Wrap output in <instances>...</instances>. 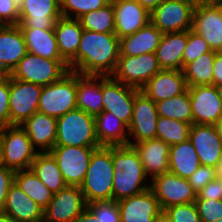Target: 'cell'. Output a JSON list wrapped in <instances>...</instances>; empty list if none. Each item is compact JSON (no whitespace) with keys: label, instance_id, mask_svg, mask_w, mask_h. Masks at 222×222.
<instances>
[{"label":"cell","instance_id":"obj_1","mask_svg":"<svg viewBox=\"0 0 222 222\" xmlns=\"http://www.w3.org/2000/svg\"><path fill=\"white\" fill-rule=\"evenodd\" d=\"M119 55L120 39L115 33L83 29L76 54V73L111 76L116 70Z\"/></svg>","mask_w":222,"mask_h":222},{"label":"cell","instance_id":"obj_2","mask_svg":"<svg viewBox=\"0 0 222 222\" xmlns=\"http://www.w3.org/2000/svg\"><path fill=\"white\" fill-rule=\"evenodd\" d=\"M114 164L113 201L137 195L150 188L138 152L133 146H112Z\"/></svg>","mask_w":222,"mask_h":222},{"label":"cell","instance_id":"obj_3","mask_svg":"<svg viewBox=\"0 0 222 222\" xmlns=\"http://www.w3.org/2000/svg\"><path fill=\"white\" fill-rule=\"evenodd\" d=\"M113 176L112 147L101 146L95 149L80 186L86 204L113 201Z\"/></svg>","mask_w":222,"mask_h":222},{"label":"cell","instance_id":"obj_4","mask_svg":"<svg viewBox=\"0 0 222 222\" xmlns=\"http://www.w3.org/2000/svg\"><path fill=\"white\" fill-rule=\"evenodd\" d=\"M55 146L101 147L95 135V118L77 108L58 118Z\"/></svg>","mask_w":222,"mask_h":222},{"label":"cell","instance_id":"obj_5","mask_svg":"<svg viewBox=\"0 0 222 222\" xmlns=\"http://www.w3.org/2000/svg\"><path fill=\"white\" fill-rule=\"evenodd\" d=\"M69 72V66L64 60L46 59L27 52L9 76L46 86L61 80Z\"/></svg>","mask_w":222,"mask_h":222},{"label":"cell","instance_id":"obj_6","mask_svg":"<svg viewBox=\"0 0 222 222\" xmlns=\"http://www.w3.org/2000/svg\"><path fill=\"white\" fill-rule=\"evenodd\" d=\"M77 73L70 71L61 80L43 86L38 112L56 119L77 108Z\"/></svg>","mask_w":222,"mask_h":222},{"label":"cell","instance_id":"obj_7","mask_svg":"<svg viewBox=\"0 0 222 222\" xmlns=\"http://www.w3.org/2000/svg\"><path fill=\"white\" fill-rule=\"evenodd\" d=\"M37 153L21 125H11L3 129V164L7 168L15 172L30 169Z\"/></svg>","mask_w":222,"mask_h":222},{"label":"cell","instance_id":"obj_8","mask_svg":"<svg viewBox=\"0 0 222 222\" xmlns=\"http://www.w3.org/2000/svg\"><path fill=\"white\" fill-rule=\"evenodd\" d=\"M161 70L155 53L135 57L119 56L116 70L111 77L116 81L140 90Z\"/></svg>","mask_w":222,"mask_h":222},{"label":"cell","instance_id":"obj_9","mask_svg":"<svg viewBox=\"0 0 222 222\" xmlns=\"http://www.w3.org/2000/svg\"><path fill=\"white\" fill-rule=\"evenodd\" d=\"M97 148L99 147H53L50 153L56 159L67 186H81L85 179L92 153Z\"/></svg>","mask_w":222,"mask_h":222},{"label":"cell","instance_id":"obj_10","mask_svg":"<svg viewBox=\"0 0 222 222\" xmlns=\"http://www.w3.org/2000/svg\"><path fill=\"white\" fill-rule=\"evenodd\" d=\"M194 5L189 0H165L150 12V22L161 32L192 29Z\"/></svg>","mask_w":222,"mask_h":222},{"label":"cell","instance_id":"obj_11","mask_svg":"<svg viewBox=\"0 0 222 222\" xmlns=\"http://www.w3.org/2000/svg\"><path fill=\"white\" fill-rule=\"evenodd\" d=\"M43 86L10 77L9 116L11 125H22L38 111Z\"/></svg>","mask_w":222,"mask_h":222},{"label":"cell","instance_id":"obj_12","mask_svg":"<svg viewBox=\"0 0 222 222\" xmlns=\"http://www.w3.org/2000/svg\"><path fill=\"white\" fill-rule=\"evenodd\" d=\"M150 189L158 199L162 211L170 206L194 203L196 192L187 179L171 172L151 178Z\"/></svg>","mask_w":222,"mask_h":222},{"label":"cell","instance_id":"obj_13","mask_svg":"<svg viewBox=\"0 0 222 222\" xmlns=\"http://www.w3.org/2000/svg\"><path fill=\"white\" fill-rule=\"evenodd\" d=\"M139 91L137 88L116 81L111 76L102 75L103 111H110L129 126L135 95Z\"/></svg>","mask_w":222,"mask_h":222},{"label":"cell","instance_id":"obj_14","mask_svg":"<svg viewBox=\"0 0 222 222\" xmlns=\"http://www.w3.org/2000/svg\"><path fill=\"white\" fill-rule=\"evenodd\" d=\"M19 27L54 29L62 17L60 0H19Z\"/></svg>","mask_w":222,"mask_h":222},{"label":"cell","instance_id":"obj_15","mask_svg":"<svg viewBox=\"0 0 222 222\" xmlns=\"http://www.w3.org/2000/svg\"><path fill=\"white\" fill-rule=\"evenodd\" d=\"M87 204L78 186H66L57 193L44 209L43 222H72Z\"/></svg>","mask_w":222,"mask_h":222},{"label":"cell","instance_id":"obj_16","mask_svg":"<svg viewBox=\"0 0 222 222\" xmlns=\"http://www.w3.org/2000/svg\"><path fill=\"white\" fill-rule=\"evenodd\" d=\"M158 118L156 103L139 91L135 95L132 119L128 126V135L132 136L135 142L129 141V145L156 138Z\"/></svg>","mask_w":222,"mask_h":222},{"label":"cell","instance_id":"obj_17","mask_svg":"<svg viewBox=\"0 0 222 222\" xmlns=\"http://www.w3.org/2000/svg\"><path fill=\"white\" fill-rule=\"evenodd\" d=\"M192 30L208 43L211 50L222 51V3L194 6Z\"/></svg>","mask_w":222,"mask_h":222},{"label":"cell","instance_id":"obj_18","mask_svg":"<svg viewBox=\"0 0 222 222\" xmlns=\"http://www.w3.org/2000/svg\"><path fill=\"white\" fill-rule=\"evenodd\" d=\"M193 112V124L215 125L222 117V100L214 85L187 87Z\"/></svg>","mask_w":222,"mask_h":222},{"label":"cell","instance_id":"obj_19","mask_svg":"<svg viewBox=\"0 0 222 222\" xmlns=\"http://www.w3.org/2000/svg\"><path fill=\"white\" fill-rule=\"evenodd\" d=\"M121 222H157L163 214L158 199L149 188L117 201Z\"/></svg>","mask_w":222,"mask_h":222},{"label":"cell","instance_id":"obj_20","mask_svg":"<svg viewBox=\"0 0 222 222\" xmlns=\"http://www.w3.org/2000/svg\"><path fill=\"white\" fill-rule=\"evenodd\" d=\"M189 140L195 148L201 165L218 168L222 142L215 125L192 124Z\"/></svg>","mask_w":222,"mask_h":222},{"label":"cell","instance_id":"obj_21","mask_svg":"<svg viewBox=\"0 0 222 222\" xmlns=\"http://www.w3.org/2000/svg\"><path fill=\"white\" fill-rule=\"evenodd\" d=\"M111 2L115 13V34L119 39L134 34L150 22V12L136 0Z\"/></svg>","mask_w":222,"mask_h":222},{"label":"cell","instance_id":"obj_22","mask_svg":"<svg viewBox=\"0 0 222 222\" xmlns=\"http://www.w3.org/2000/svg\"><path fill=\"white\" fill-rule=\"evenodd\" d=\"M54 32L61 58L68 64L69 70L76 73V54L83 32L80 20L60 17Z\"/></svg>","mask_w":222,"mask_h":222},{"label":"cell","instance_id":"obj_23","mask_svg":"<svg viewBox=\"0 0 222 222\" xmlns=\"http://www.w3.org/2000/svg\"><path fill=\"white\" fill-rule=\"evenodd\" d=\"M26 53L19 25L0 26V71L9 75Z\"/></svg>","mask_w":222,"mask_h":222},{"label":"cell","instance_id":"obj_24","mask_svg":"<svg viewBox=\"0 0 222 222\" xmlns=\"http://www.w3.org/2000/svg\"><path fill=\"white\" fill-rule=\"evenodd\" d=\"M187 84L182 70H161L141 89L147 97L159 102L183 93Z\"/></svg>","mask_w":222,"mask_h":222},{"label":"cell","instance_id":"obj_25","mask_svg":"<svg viewBox=\"0 0 222 222\" xmlns=\"http://www.w3.org/2000/svg\"><path fill=\"white\" fill-rule=\"evenodd\" d=\"M15 222H43L44 209L26 195L14 182L2 209Z\"/></svg>","mask_w":222,"mask_h":222},{"label":"cell","instance_id":"obj_26","mask_svg":"<svg viewBox=\"0 0 222 222\" xmlns=\"http://www.w3.org/2000/svg\"><path fill=\"white\" fill-rule=\"evenodd\" d=\"M32 146L38 152H50L57 137V119L41 112H35L22 125Z\"/></svg>","mask_w":222,"mask_h":222},{"label":"cell","instance_id":"obj_27","mask_svg":"<svg viewBox=\"0 0 222 222\" xmlns=\"http://www.w3.org/2000/svg\"><path fill=\"white\" fill-rule=\"evenodd\" d=\"M140 156L146 175L154 178L169 172L170 146L164 141L154 138L133 145Z\"/></svg>","mask_w":222,"mask_h":222},{"label":"cell","instance_id":"obj_28","mask_svg":"<svg viewBox=\"0 0 222 222\" xmlns=\"http://www.w3.org/2000/svg\"><path fill=\"white\" fill-rule=\"evenodd\" d=\"M77 109L95 117L103 111L102 75L77 73Z\"/></svg>","mask_w":222,"mask_h":222},{"label":"cell","instance_id":"obj_29","mask_svg":"<svg viewBox=\"0 0 222 222\" xmlns=\"http://www.w3.org/2000/svg\"><path fill=\"white\" fill-rule=\"evenodd\" d=\"M95 135L100 146H127L130 137L128 126L110 111L95 116ZM127 130V131H126ZM128 136V137H127Z\"/></svg>","mask_w":222,"mask_h":222},{"label":"cell","instance_id":"obj_30","mask_svg":"<svg viewBox=\"0 0 222 222\" xmlns=\"http://www.w3.org/2000/svg\"><path fill=\"white\" fill-rule=\"evenodd\" d=\"M187 31L164 33L156 49V58L162 70H182Z\"/></svg>","mask_w":222,"mask_h":222},{"label":"cell","instance_id":"obj_31","mask_svg":"<svg viewBox=\"0 0 222 222\" xmlns=\"http://www.w3.org/2000/svg\"><path fill=\"white\" fill-rule=\"evenodd\" d=\"M161 33L151 22L132 35L120 39L119 56H139L155 53L160 44Z\"/></svg>","mask_w":222,"mask_h":222},{"label":"cell","instance_id":"obj_32","mask_svg":"<svg viewBox=\"0 0 222 222\" xmlns=\"http://www.w3.org/2000/svg\"><path fill=\"white\" fill-rule=\"evenodd\" d=\"M28 53L42 58L63 60L60 56L54 29L20 28Z\"/></svg>","mask_w":222,"mask_h":222},{"label":"cell","instance_id":"obj_33","mask_svg":"<svg viewBox=\"0 0 222 222\" xmlns=\"http://www.w3.org/2000/svg\"><path fill=\"white\" fill-rule=\"evenodd\" d=\"M200 165L198 155L189 139L170 146L169 172L187 179Z\"/></svg>","mask_w":222,"mask_h":222},{"label":"cell","instance_id":"obj_34","mask_svg":"<svg viewBox=\"0 0 222 222\" xmlns=\"http://www.w3.org/2000/svg\"><path fill=\"white\" fill-rule=\"evenodd\" d=\"M30 169L53 193L67 186L57 161L50 152H38Z\"/></svg>","mask_w":222,"mask_h":222},{"label":"cell","instance_id":"obj_35","mask_svg":"<svg viewBox=\"0 0 222 222\" xmlns=\"http://www.w3.org/2000/svg\"><path fill=\"white\" fill-rule=\"evenodd\" d=\"M14 182L43 209L48 206L53 198L54 193L45 186L31 169L16 171Z\"/></svg>","mask_w":222,"mask_h":222},{"label":"cell","instance_id":"obj_36","mask_svg":"<svg viewBox=\"0 0 222 222\" xmlns=\"http://www.w3.org/2000/svg\"><path fill=\"white\" fill-rule=\"evenodd\" d=\"M216 51L204 53L198 59L186 64L183 69V75L187 87L198 85H213V62Z\"/></svg>","mask_w":222,"mask_h":222},{"label":"cell","instance_id":"obj_37","mask_svg":"<svg viewBox=\"0 0 222 222\" xmlns=\"http://www.w3.org/2000/svg\"><path fill=\"white\" fill-rule=\"evenodd\" d=\"M155 103L158 116L193 124V112L188 88L179 95Z\"/></svg>","mask_w":222,"mask_h":222},{"label":"cell","instance_id":"obj_38","mask_svg":"<svg viewBox=\"0 0 222 222\" xmlns=\"http://www.w3.org/2000/svg\"><path fill=\"white\" fill-rule=\"evenodd\" d=\"M79 20L84 30L115 33V13L111 1L98 10L84 14Z\"/></svg>","mask_w":222,"mask_h":222},{"label":"cell","instance_id":"obj_39","mask_svg":"<svg viewBox=\"0 0 222 222\" xmlns=\"http://www.w3.org/2000/svg\"><path fill=\"white\" fill-rule=\"evenodd\" d=\"M191 124L172 118L159 116L156 127V138L169 146L176 145L189 139Z\"/></svg>","mask_w":222,"mask_h":222},{"label":"cell","instance_id":"obj_40","mask_svg":"<svg viewBox=\"0 0 222 222\" xmlns=\"http://www.w3.org/2000/svg\"><path fill=\"white\" fill-rule=\"evenodd\" d=\"M109 2L110 0H60V9L62 17L79 19L88 12L106 6Z\"/></svg>","mask_w":222,"mask_h":222},{"label":"cell","instance_id":"obj_41","mask_svg":"<svg viewBox=\"0 0 222 222\" xmlns=\"http://www.w3.org/2000/svg\"><path fill=\"white\" fill-rule=\"evenodd\" d=\"M162 216L169 222H202L195 203L170 206L163 210Z\"/></svg>","mask_w":222,"mask_h":222},{"label":"cell","instance_id":"obj_42","mask_svg":"<svg viewBox=\"0 0 222 222\" xmlns=\"http://www.w3.org/2000/svg\"><path fill=\"white\" fill-rule=\"evenodd\" d=\"M208 43L192 29L187 30V43L183 52V67L198 59L204 53L211 52Z\"/></svg>","mask_w":222,"mask_h":222},{"label":"cell","instance_id":"obj_43","mask_svg":"<svg viewBox=\"0 0 222 222\" xmlns=\"http://www.w3.org/2000/svg\"><path fill=\"white\" fill-rule=\"evenodd\" d=\"M98 222H121L117 201L91 202L86 206Z\"/></svg>","mask_w":222,"mask_h":222},{"label":"cell","instance_id":"obj_44","mask_svg":"<svg viewBox=\"0 0 222 222\" xmlns=\"http://www.w3.org/2000/svg\"><path fill=\"white\" fill-rule=\"evenodd\" d=\"M194 203L202 222H215L222 218V200L196 199Z\"/></svg>","mask_w":222,"mask_h":222},{"label":"cell","instance_id":"obj_45","mask_svg":"<svg viewBox=\"0 0 222 222\" xmlns=\"http://www.w3.org/2000/svg\"><path fill=\"white\" fill-rule=\"evenodd\" d=\"M10 76L5 75L0 80V129L11 126L9 116Z\"/></svg>","mask_w":222,"mask_h":222},{"label":"cell","instance_id":"obj_46","mask_svg":"<svg viewBox=\"0 0 222 222\" xmlns=\"http://www.w3.org/2000/svg\"><path fill=\"white\" fill-rule=\"evenodd\" d=\"M216 177L217 168L200 165L187 180L197 194L206 184Z\"/></svg>","mask_w":222,"mask_h":222},{"label":"cell","instance_id":"obj_47","mask_svg":"<svg viewBox=\"0 0 222 222\" xmlns=\"http://www.w3.org/2000/svg\"><path fill=\"white\" fill-rule=\"evenodd\" d=\"M19 0H0V26L19 24Z\"/></svg>","mask_w":222,"mask_h":222},{"label":"cell","instance_id":"obj_48","mask_svg":"<svg viewBox=\"0 0 222 222\" xmlns=\"http://www.w3.org/2000/svg\"><path fill=\"white\" fill-rule=\"evenodd\" d=\"M15 171L7 168L4 164L0 165V211H2L8 190L14 183Z\"/></svg>","mask_w":222,"mask_h":222},{"label":"cell","instance_id":"obj_49","mask_svg":"<svg viewBox=\"0 0 222 222\" xmlns=\"http://www.w3.org/2000/svg\"><path fill=\"white\" fill-rule=\"evenodd\" d=\"M196 199L222 200V185L217 178L206 184L197 194Z\"/></svg>","mask_w":222,"mask_h":222},{"label":"cell","instance_id":"obj_50","mask_svg":"<svg viewBox=\"0 0 222 222\" xmlns=\"http://www.w3.org/2000/svg\"><path fill=\"white\" fill-rule=\"evenodd\" d=\"M222 84V53L217 52L213 62V85Z\"/></svg>","mask_w":222,"mask_h":222},{"label":"cell","instance_id":"obj_51","mask_svg":"<svg viewBox=\"0 0 222 222\" xmlns=\"http://www.w3.org/2000/svg\"><path fill=\"white\" fill-rule=\"evenodd\" d=\"M72 222H98V218L86 207Z\"/></svg>","mask_w":222,"mask_h":222},{"label":"cell","instance_id":"obj_52","mask_svg":"<svg viewBox=\"0 0 222 222\" xmlns=\"http://www.w3.org/2000/svg\"><path fill=\"white\" fill-rule=\"evenodd\" d=\"M141 6L145 7L149 12L161 5L165 0H136Z\"/></svg>","mask_w":222,"mask_h":222},{"label":"cell","instance_id":"obj_53","mask_svg":"<svg viewBox=\"0 0 222 222\" xmlns=\"http://www.w3.org/2000/svg\"><path fill=\"white\" fill-rule=\"evenodd\" d=\"M189 1L194 6L222 3V0H189Z\"/></svg>","mask_w":222,"mask_h":222},{"label":"cell","instance_id":"obj_54","mask_svg":"<svg viewBox=\"0 0 222 222\" xmlns=\"http://www.w3.org/2000/svg\"><path fill=\"white\" fill-rule=\"evenodd\" d=\"M3 164V129H0V165Z\"/></svg>","mask_w":222,"mask_h":222},{"label":"cell","instance_id":"obj_55","mask_svg":"<svg viewBox=\"0 0 222 222\" xmlns=\"http://www.w3.org/2000/svg\"><path fill=\"white\" fill-rule=\"evenodd\" d=\"M0 222H15L9 215L0 211Z\"/></svg>","mask_w":222,"mask_h":222},{"label":"cell","instance_id":"obj_56","mask_svg":"<svg viewBox=\"0 0 222 222\" xmlns=\"http://www.w3.org/2000/svg\"><path fill=\"white\" fill-rule=\"evenodd\" d=\"M215 127L222 142V117L216 122Z\"/></svg>","mask_w":222,"mask_h":222},{"label":"cell","instance_id":"obj_57","mask_svg":"<svg viewBox=\"0 0 222 222\" xmlns=\"http://www.w3.org/2000/svg\"><path fill=\"white\" fill-rule=\"evenodd\" d=\"M216 178L218 179V181L222 185V164H219V166L217 168V177Z\"/></svg>","mask_w":222,"mask_h":222},{"label":"cell","instance_id":"obj_58","mask_svg":"<svg viewBox=\"0 0 222 222\" xmlns=\"http://www.w3.org/2000/svg\"><path fill=\"white\" fill-rule=\"evenodd\" d=\"M215 87L217 89V92L219 94L220 99L222 100V84L218 85V86H215Z\"/></svg>","mask_w":222,"mask_h":222},{"label":"cell","instance_id":"obj_59","mask_svg":"<svg viewBox=\"0 0 222 222\" xmlns=\"http://www.w3.org/2000/svg\"><path fill=\"white\" fill-rule=\"evenodd\" d=\"M157 222H169V221L162 216Z\"/></svg>","mask_w":222,"mask_h":222},{"label":"cell","instance_id":"obj_60","mask_svg":"<svg viewBox=\"0 0 222 222\" xmlns=\"http://www.w3.org/2000/svg\"><path fill=\"white\" fill-rule=\"evenodd\" d=\"M5 75L0 71V80L4 77Z\"/></svg>","mask_w":222,"mask_h":222},{"label":"cell","instance_id":"obj_61","mask_svg":"<svg viewBox=\"0 0 222 222\" xmlns=\"http://www.w3.org/2000/svg\"><path fill=\"white\" fill-rule=\"evenodd\" d=\"M220 164H222V151H221V159H220Z\"/></svg>","mask_w":222,"mask_h":222}]
</instances>
